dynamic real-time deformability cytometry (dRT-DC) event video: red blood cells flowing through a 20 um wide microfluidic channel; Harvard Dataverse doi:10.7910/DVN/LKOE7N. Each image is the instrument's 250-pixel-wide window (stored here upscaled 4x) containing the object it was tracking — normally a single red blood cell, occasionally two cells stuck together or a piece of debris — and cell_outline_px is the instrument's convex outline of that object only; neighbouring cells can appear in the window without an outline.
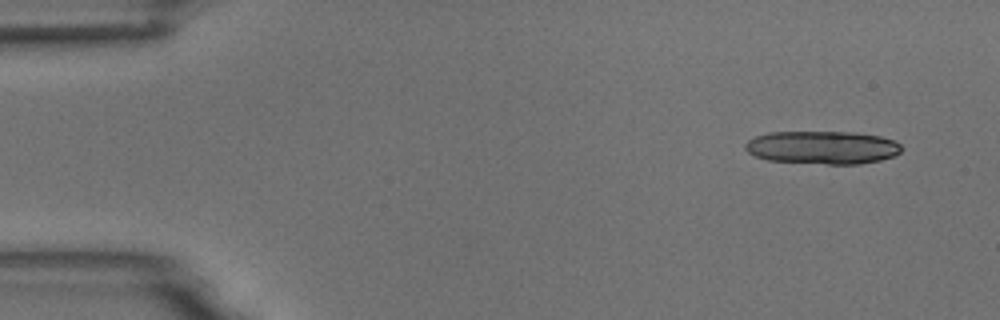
{"species": "common noctule bat (a hibernating species)", "species_latin": "Nyctalus noctula", "temperature_condition": "room temperature", "stored_images_in_passage": 14, "segment_of_instrument_passage": [1, 2], "camera_frame_rate_fps": 3000, "um_per_image_px": 0.085, "animal": {"sex": "male", "body_mass_g": 18.8}, "frame": {"image": 1, "passage_image": 1, "time_ms": 0.0, "image_size_px": [1000, 320], "cell_outline_px": [[900, 152], [892, 156], [880, 160], [860, 164], [828, 164], [768, 160], [756, 156], [748, 152], [744, 148], [744, 144], [748, 140], [756, 136], [768, 132], [856, 132], [880, 136], [892, 140], [900, 144]], "centroid_in_image_um": [69.88, 12.53], "position_along_channel_um": 15.1, "area_um2": 30.06}}